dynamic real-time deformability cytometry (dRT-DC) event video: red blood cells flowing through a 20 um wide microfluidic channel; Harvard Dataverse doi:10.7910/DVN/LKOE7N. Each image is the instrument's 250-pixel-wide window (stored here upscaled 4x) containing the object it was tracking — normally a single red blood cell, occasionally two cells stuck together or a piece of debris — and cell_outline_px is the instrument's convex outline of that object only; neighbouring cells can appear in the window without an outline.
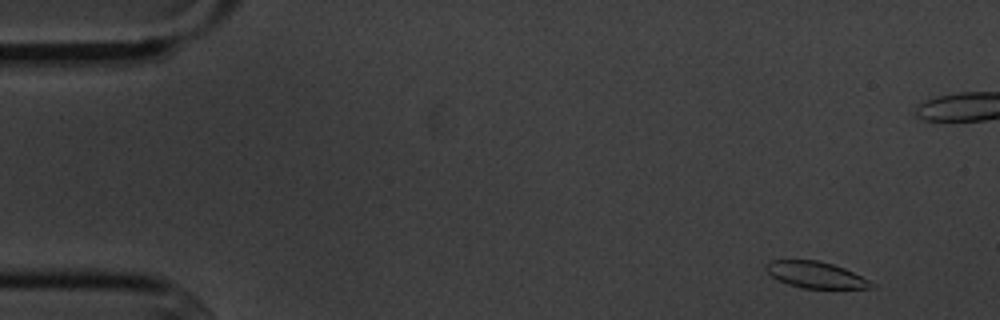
{"species": "common noctule bat (a hibernating species)", "species_latin": "Nyctalus noctula", "temperature_condition": "cold", "stored_images_in_passage": 4, "camera_frame_rate_fps": 3000, "um_per_image_px": 0.085, "animal": {"sex": "male", "body_mass_g": 20.1, "forearm_length_mm": 53.5}, "frame": {"image": 1, "passage_image": 1, "time_ms": 0.0, "image_size_px": [1000, 320], "cell_outline_px": [[876, 288], [804, 288], [788, 284], [772, 276], [764, 268], [764, 264], [772, 260], [820, 260], [844, 268], [876, 284]], "centroid_in_image_um": [69.33, 23.35], "position_along_channel_um": 15.7, "area_um2": 16.07}}